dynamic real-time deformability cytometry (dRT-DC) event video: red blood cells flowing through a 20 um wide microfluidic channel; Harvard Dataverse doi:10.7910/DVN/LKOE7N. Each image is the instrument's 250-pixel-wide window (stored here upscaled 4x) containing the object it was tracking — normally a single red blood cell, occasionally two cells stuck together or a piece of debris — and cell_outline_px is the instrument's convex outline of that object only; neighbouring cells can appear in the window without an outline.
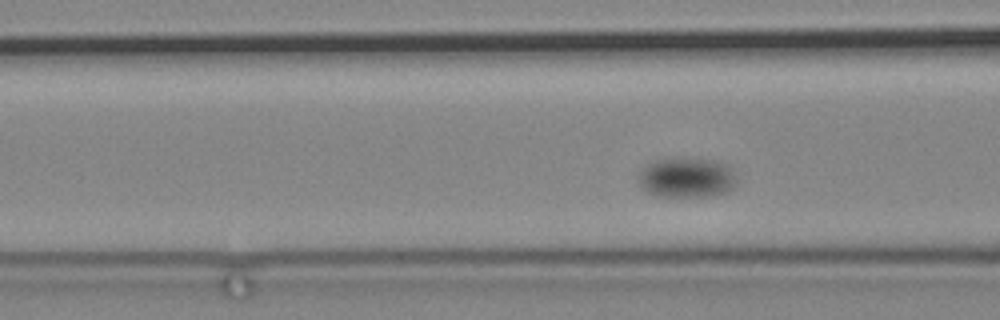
{"species": "common noctule bat (a hibernating species)", "species_latin": "Nyctalus noctula", "temperature_condition": "cold", "stored_images_in_passage": 70, "camera_frame_rate_fps": 3000, "um_per_image_px": 0.085, "animal": {"sex": "male", "body_mass_g": 19.2, "forearm_length_mm": 51.8}, "frame": {"image": 1, "passage_image": 9, "time_ms": 2.667, "image_size_px": [1000, 320], "cell_outline_px": [[736, 184], [728, 192], [708, 196], [656, 196], [648, 192], [640, 184], [640, 172], [648, 164], [664, 156], [676, 156], [716, 160], [728, 164], [736, 180]], "centroid_in_image_um": [58.38, 15.05], "position_along_channel_um": 108.2, "area_um2": 23.24}}
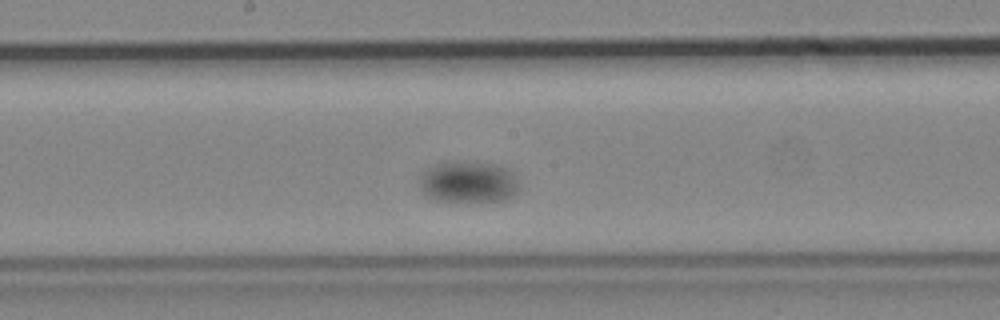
{"frame": {"image": 2, "passage_image": 24, "time_ms": 7.667, "image_size_px": [1000, 320], "cell_outline_px": [[520, 188], [512, 196], [504, 200], [436, 200], [420, 192], [420, 176], [428, 168], [436, 164], [448, 160], [492, 164], [504, 168], [512, 172]], "centroid_in_image_um": [39.77, 15.45], "position_along_channel_um": 208.4, "area_um2": 23.76}}
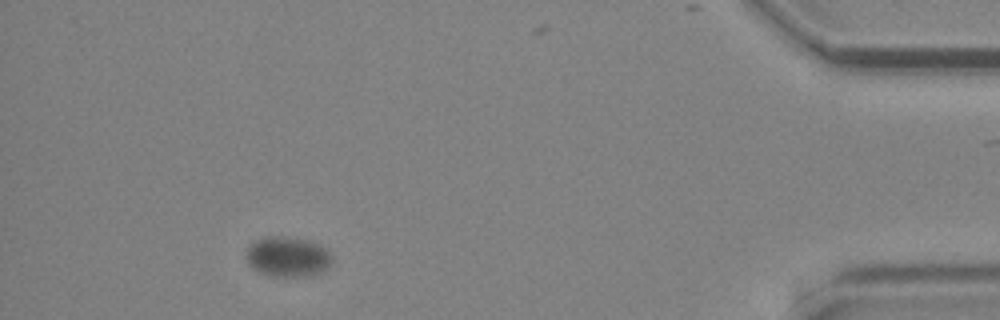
{"frame": {"image": 3, "passage_image": 62, "time_ms": 20.333, "image_size_px": [1000, 320], "cell_outline_px": [[332, 260], [328, 268], [320, 272], [304, 276], [272, 276], [260, 272], [252, 268], [248, 264], [244, 256], [244, 252], [248, 244], [264, 236], [280, 236], [304, 240], [320, 244], [328, 248], [332, 256]], "centroid_in_image_um": [24.41, 21.81], "position_along_channel_um": 410.8, "area_um2": 20.35}}